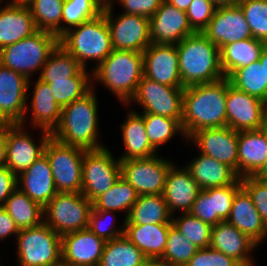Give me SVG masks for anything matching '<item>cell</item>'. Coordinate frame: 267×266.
Masks as SVG:
<instances>
[{
	"label": "cell",
	"instance_id": "1",
	"mask_svg": "<svg viewBox=\"0 0 267 266\" xmlns=\"http://www.w3.org/2000/svg\"><path fill=\"white\" fill-rule=\"evenodd\" d=\"M227 78L184 88L181 127L188 140L195 132L227 126Z\"/></svg>",
	"mask_w": 267,
	"mask_h": 266
},
{
	"label": "cell",
	"instance_id": "2",
	"mask_svg": "<svg viewBox=\"0 0 267 266\" xmlns=\"http://www.w3.org/2000/svg\"><path fill=\"white\" fill-rule=\"evenodd\" d=\"M93 86L82 98L62 107L60 121L51 132L53 139L86 151L106 147L98 140V100Z\"/></svg>",
	"mask_w": 267,
	"mask_h": 266
},
{
	"label": "cell",
	"instance_id": "3",
	"mask_svg": "<svg viewBox=\"0 0 267 266\" xmlns=\"http://www.w3.org/2000/svg\"><path fill=\"white\" fill-rule=\"evenodd\" d=\"M176 46L184 88L225 78L220 65V49L202 32L186 36Z\"/></svg>",
	"mask_w": 267,
	"mask_h": 266
},
{
	"label": "cell",
	"instance_id": "4",
	"mask_svg": "<svg viewBox=\"0 0 267 266\" xmlns=\"http://www.w3.org/2000/svg\"><path fill=\"white\" fill-rule=\"evenodd\" d=\"M91 79L102 83L115 94L123 105L134 96L144 76L143 53L114 49L110 55L92 70Z\"/></svg>",
	"mask_w": 267,
	"mask_h": 266
},
{
	"label": "cell",
	"instance_id": "5",
	"mask_svg": "<svg viewBox=\"0 0 267 266\" xmlns=\"http://www.w3.org/2000/svg\"><path fill=\"white\" fill-rule=\"evenodd\" d=\"M59 44L85 69L89 60L96 61V67L114 50L111 32L103 12L69 29L59 38Z\"/></svg>",
	"mask_w": 267,
	"mask_h": 266
},
{
	"label": "cell",
	"instance_id": "6",
	"mask_svg": "<svg viewBox=\"0 0 267 266\" xmlns=\"http://www.w3.org/2000/svg\"><path fill=\"white\" fill-rule=\"evenodd\" d=\"M58 44L56 35L38 30L30 37L1 48L0 64L30 80L34 71L42 70Z\"/></svg>",
	"mask_w": 267,
	"mask_h": 266
},
{
	"label": "cell",
	"instance_id": "7",
	"mask_svg": "<svg viewBox=\"0 0 267 266\" xmlns=\"http://www.w3.org/2000/svg\"><path fill=\"white\" fill-rule=\"evenodd\" d=\"M19 266H58L62 263L61 236L44 221L21 229L16 237Z\"/></svg>",
	"mask_w": 267,
	"mask_h": 266
},
{
	"label": "cell",
	"instance_id": "8",
	"mask_svg": "<svg viewBox=\"0 0 267 266\" xmlns=\"http://www.w3.org/2000/svg\"><path fill=\"white\" fill-rule=\"evenodd\" d=\"M92 202L81 192H58L43 208L44 222L61 237L88 228Z\"/></svg>",
	"mask_w": 267,
	"mask_h": 266
},
{
	"label": "cell",
	"instance_id": "9",
	"mask_svg": "<svg viewBox=\"0 0 267 266\" xmlns=\"http://www.w3.org/2000/svg\"><path fill=\"white\" fill-rule=\"evenodd\" d=\"M84 153L82 148L49 138L44 147V154L49 160L58 192H81Z\"/></svg>",
	"mask_w": 267,
	"mask_h": 266
},
{
	"label": "cell",
	"instance_id": "10",
	"mask_svg": "<svg viewBox=\"0 0 267 266\" xmlns=\"http://www.w3.org/2000/svg\"><path fill=\"white\" fill-rule=\"evenodd\" d=\"M121 176L120 159L113 157L107 147L84 153L81 193L93 202L108 191Z\"/></svg>",
	"mask_w": 267,
	"mask_h": 266
},
{
	"label": "cell",
	"instance_id": "11",
	"mask_svg": "<svg viewBox=\"0 0 267 266\" xmlns=\"http://www.w3.org/2000/svg\"><path fill=\"white\" fill-rule=\"evenodd\" d=\"M184 87H170L143 76L134 96L124 105L137 103L142 113H152L176 119L180 124L183 117Z\"/></svg>",
	"mask_w": 267,
	"mask_h": 266
},
{
	"label": "cell",
	"instance_id": "12",
	"mask_svg": "<svg viewBox=\"0 0 267 266\" xmlns=\"http://www.w3.org/2000/svg\"><path fill=\"white\" fill-rule=\"evenodd\" d=\"M112 3L110 0L102 12L111 32L113 49L143 53L151 44L149 18L126 13L114 17Z\"/></svg>",
	"mask_w": 267,
	"mask_h": 266
},
{
	"label": "cell",
	"instance_id": "13",
	"mask_svg": "<svg viewBox=\"0 0 267 266\" xmlns=\"http://www.w3.org/2000/svg\"><path fill=\"white\" fill-rule=\"evenodd\" d=\"M172 165L173 162L158 155L128 159L120 161L121 177L135 188L138 195L162 194Z\"/></svg>",
	"mask_w": 267,
	"mask_h": 266
},
{
	"label": "cell",
	"instance_id": "14",
	"mask_svg": "<svg viewBox=\"0 0 267 266\" xmlns=\"http://www.w3.org/2000/svg\"><path fill=\"white\" fill-rule=\"evenodd\" d=\"M267 103L235 88L227 78V127L235 131L259 130L266 127Z\"/></svg>",
	"mask_w": 267,
	"mask_h": 266
},
{
	"label": "cell",
	"instance_id": "15",
	"mask_svg": "<svg viewBox=\"0 0 267 266\" xmlns=\"http://www.w3.org/2000/svg\"><path fill=\"white\" fill-rule=\"evenodd\" d=\"M30 82L20 73L0 64V117L7 125H25Z\"/></svg>",
	"mask_w": 267,
	"mask_h": 266
},
{
	"label": "cell",
	"instance_id": "16",
	"mask_svg": "<svg viewBox=\"0 0 267 266\" xmlns=\"http://www.w3.org/2000/svg\"><path fill=\"white\" fill-rule=\"evenodd\" d=\"M23 128L20 124L5 126L7 144L5 166L17 176L44 154V147L51 137V132L42 129L40 144H37L30 133Z\"/></svg>",
	"mask_w": 267,
	"mask_h": 266
},
{
	"label": "cell",
	"instance_id": "17",
	"mask_svg": "<svg viewBox=\"0 0 267 266\" xmlns=\"http://www.w3.org/2000/svg\"><path fill=\"white\" fill-rule=\"evenodd\" d=\"M193 141L201 154L231 167L238 174V131L230 127L207 128L195 132Z\"/></svg>",
	"mask_w": 267,
	"mask_h": 266
},
{
	"label": "cell",
	"instance_id": "18",
	"mask_svg": "<svg viewBox=\"0 0 267 266\" xmlns=\"http://www.w3.org/2000/svg\"><path fill=\"white\" fill-rule=\"evenodd\" d=\"M202 33L219 49L229 43L253 37L239 5L217 7Z\"/></svg>",
	"mask_w": 267,
	"mask_h": 266
},
{
	"label": "cell",
	"instance_id": "19",
	"mask_svg": "<svg viewBox=\"0 0 267 266\" xmlns=\"http://www.w3.org/2000/svg\"><path fill=\"white\" fill-rule=\"evenodd\" d=\"M144 76L170 87H183L176 44H156L143 51Z\"/></svg>",
	"mask_w": 267,
	"mask_h": 266
},
{
	"label": "cell",
	"instance_id": "20",
	"mask_svg": "<svg viewBox=\"0 0 267 266\" xmlns=\"http://www.w3.org/2000/svg\"><path fill=\"white\" fill-rule=\"evenodd\" d=\"M106 241L88 228L61 237L62 263L69 266H98Z\"/></svg>",
	"mask_w": 267,
	"mask_h": 266
},
{
	"label": "cell",
	"instance_id": "21",
	"mask_svg": "<svg viewBox=\"0 0 267 266\" xmlns=\"http://www.w3.org/2000/svg\"><path fill=\"white\" fill-rule=\"evenodd\" d=\"M151 43L178 44L195 31L188 22L186 11L179 10L165 0L149 19Z\"/></svg>",
	"mask_w": 267,
	"mask_h": 266
},
{
	"label": "cell",
	"instance_id": "22",
	"mask_svg": "<svg viewBox=\"0 0 267 266\" xmlns=\"http://www.w3.org/2000/svg\"><path fill=\"white\" fill-rule=\"evenodd\" d=\"M257 243L227 221L212 227L210 248L220 251L236 260L240 265L252 266L253 249ZM252 255V256H250Z\"/></svg>",
	"mask_w": 267,
	"mask_h": 266
},
{
	"label": "cell",
	"instance_id": "23",
	"mask_svg": "<svg viewBox=\"0 0 267 266\" xmlns=\"http://www.w3.org/2000/svg\"><path fill=\"white\" fill-rule=\"evenodd\" d=\"M18 188L44 208L58 193L45 154L17 176Z\"/></svg>",
	"mask_w": 267,
	"mask_h": 266
},
{
	"label": "cell",
	"instance_id": "24",
	"mask_svg": "<svg viewBox=\"0 0 267 266\" xmlns=\"http://www.w3.org/2000/svg\"><path fill=\"white\" fill-rule=\"evenodd\" d=\"M183 167L178 168L174 164L170 167L162 193L172 216L176 210L180 213H189L197 194L202 190L190 171Z\"/></svg>",
	"mask_w": 267,
	"mask_h": 266
},
{
	"label": "cell",
	"instance_id": "25",
	"mask_svg": "<svg viewBox=\"0 0 267 266\" xmlns=\"http://www.w3.org/2000/svg\"><path fill=\"white\" fill-rule=\"evenodd\" d=\"M0 7V49L38 31L28 6L9 2Z\"/></svg>",
	"mask_w": 267,
	"mask_h": 266
},
{
	"label": "cell",
	"instance_id": "26",
	"mask_svg": "<svg viewBox=\"0 0 267 266\" xmlns=\"http://www.w3.org/2000/svg\"><path fill=\"white\" fill-rule=\"evenodd\" d=\"M226 221L248 235L258 245L267 238V227L254 206L251 196L243 187L235 194L231 211Z\"/></svg>",
	"mask_w": 267,
	"mask_h": 266
},
{
	"label": "cell",
	"instance_id": "27",
	"mask_svg": "<svg viewBox=\"0 0 267 266\" xmlns=\"http://www.w3.org/2000/svg\"><path fill=\"white\" fill-rule=\"evenodd\" d=\"M267 158V128L238 132V176H253Z\"/></svg>",
	"mask_w": 267,
	"mask_h": 266
},
{
	"label": "cell",
	"instance_id": "28",
	"mask_svg": "<svg viewBox=\"0 0 267 266\" xmlns=\"http://www.w3.org/2000/svg\"><path fill=\"white\" fill-rule=\"evenodd\" d=\"M185 167L202 190L235 184L240 177L228 165L198 153Z\"/></svg>",
	"mask_w": 267,
	"mask_h": 266
},
{
	"label": "cell",
	"instance_id": "29",
	"mask_svg": "<svg viewBox=\"0 0 267 266\" xmlns=\"http://www.w3.org/2000/svg\"><path fill=\"white\" fill-rule=\"evenodd\" d=\"M125 119L120 126L126 152L119 157L120 161L149 158L157 155L156 149L148 139L143 114L130 110Z\"/></svg>",
	"mask_w": 267,
	"mask_h": 266
},
{
	"label": "cell",
	"instance_id": "30",
	"mask_svg": "<svg viewBox=\"0 0 267 266\" xmlns=\"http://www.w3.org/2000/svg\"><path fill=\"white\" fill-rule=\"evenodd\" d=\"M173 224H124V236L136 245L148 259H160L164 254L168 231Z\"/></svg>",
	"mask_w": 267,
	"mask_h": 266
},
{
	"label": "cell",
	"instance_id": "31",
	"mask_svg": "<svg viewBox=\"0 0 267 266\" xmlns=\"http://www.w3.org/2000/svg\"><path fill=\"white\" fill-rule=\"evenodd\" d=\"M35 82L30 106L31 124L40 131L52 132L60 121L62 108L55 101L48 83L39 78Z\"/></svg>",
	"mask_w": 267,
	"mask_h": 266
},
{
	"label": "cell",
	"instance_id": "32",
	"mask_svg": "<svg viewBox=\"0 0 267 266\" xmlns=\"http://www.w3.org/2000/svg\"><path fill=\"white\" fill-rule=\"evenodd\" d=\"M265 45L266 42L252 37L223 46L220 49V65L225 77L258 61Z\"/></svg>",
	"mask_w": 267,
	"mask_h": 266
},
{
	"label": "cell",
	"instance_id": "33",
	"mask_svg": "<svg viewBox=\"0 0 267 266\" xmlns=\"http://www.w3.org/2000/svg\"><path fill=\"white\" fill-rule=\"evenodd\" d=\"M172 217L162 194L139 195L124 224H172Z\"/></svg>",
	"mask_w": 267,
	"mask_h": 266
},
{
	"label": "cell",
	"instance_id": "34",
	"mask_svg": "<svg viewBox=\"0 0 267 266\" xmlns=\"http://www.w3.org/2000/svg\"><path fill=\"white\" fill-rule=\"evenodd\" d=\"M69 77H91L87 69L60 44L49 55L47 62L39 73V79L45 83Z\"/></svg>",
	"mask_w": 267,
	"mask_h": 266
},
{
	"label": "cell",
	"instance_id": "35",
	"mask_svg": "<svg viewBox=\"0 0 267 266\" xmlns=\"http://www.w3.org/2000/svg\"><path fill=\"white\" fill-rule=\"evenodd\" d=\"M3 208L21 229L36 227L44 221V210L17 188L6 200Z\"/></svg>",
	"mask_w": 267,
	"mask_h": 266
},
{
	"label": "cell",
	"instance_id": "36",
	"mask_svg": "<svg viewBox=\"0 0 267 266\" xmlns=\"http://www.w3.org/2000/svg\"><path fill=\"white\" fill-rule=\"evenodd\" d=\"M148 258L124 235L106 241L98 266H141Z\"/></svg>",
	"mask_w": 267,
	"mask_h": 266
},
{
	"label": "cell",
	"instance_id": "37",
	"mask_svg": "<svg viewBox=\"0 0 267 266\" xmlns=\"http://www.w3.org/2000/svg\"><path fill=\"white\" fill-rule=\"evenodd\" d=\"M138 196L135 188L120 176L108 191L92 202V208L102 211H126V219Z\"/></svg>",
	"mask_w": 267,
	"mask_h": 266
},
{
	"label": "cell",
	"instance_id": "38",
	"mask_svg": "<svg viewBox=\"0 0 267 266\" xmlns=\"http://www.w3.org/2000/svg\"><path fill=\"white\" fill-rule=\"evenodd\" d=\"M228 79L235 88L267 103V81L260 60L235 70Z\"/></svg>",
	"mask_w": 267,
	"mask_h": 266
},
{
	"label": "cell",
	"instance_id": "39",
	"mask_svg": "<svg viewBox=\"0 0 267 266\" xmlns=\"http://www.w3.org/2000/svg\"><path fill=\"white\" fill-rule=\"evenodd\" d=\"M64 0H34L28 7L37 30L61 37Z\"/></svg>",
	"mask_w": 267,
	"mask_h": 266
},
{
	"label": "cell",
	"instance_id": "40",
	"mask_svg": "<svg viewBox=\"0 0 267 266\" xmlns=\"http://www.w3.org/2000/svg\"><path fill=\"white\" fill-rule=\"evenodd\" d=\"M198 249L172 225L169 228L164 254L160 260L166 266H185Z\"/></svg>",
	"mask_w": 267,
	"mask_h": 266
},
{
	"label": "cell",
	"instance_id": "41",
	"mask_svg": "<svg viewBox=\"0 0 267 266\" xmlns=\"http://www.w3.org/2000/svg\"><path fill=\"white\" fill-rule=\"evenodd\" d=\"M103 7L98 0H64L61 36L69 29L100 15Z\"/></svg>",
	"mask_w": 267,
	"mask_h": 266
},
{
	"label": "cell",
	"instance_id": "42",
	"mask_svg": "<svg viewBox=\"0 0 267 266\" xmlns=\"http://www.w3.org/2000/svg\"><path fill=\"white\" fill-rule=\"evenodd\" d=\"M142 114L148 139L156 150L178 133L185 137L181 124L176 119L152 113Z\"/></svg>",
	"mask_w": 267,
	"mask_h": 266
},
{
	"label": "cell",
	"instance_id": "43",
	"mask_svg": "<svg viewBox=\"0 0 267 266\" xmlns=\"http://www.w3.org/2000/svg\"><path fill=\"white\" fill-rule=\"evenodd\" d=\"M57 104L62 108L82 98L92 89L91 77H69L48 83Z\"/></svg>",
	"mask_w": 267,
	"mask_h": 266
},
{
	"label": "cell",
	"instance_id": "44",
	"mask_svg": "<svg viewBox=\"0 0 267 266\" xmlns=\"http://www.w3.org/2000/svg\"><path fill=\"white\" fill-rule=\"evenodd\" d=\"M180 215V217H172V224L196 247L199 249L208 248L210 246L212 226L190 213H181Z\"/></svg>",
	"mask_w": 267,
	"mask_h": 266
},
{
	"label": "cell",
	"instance_id": "45",
	"mask_svg": "<svg viewBox=\"0 0 267 266\" xmlns=\"http://www.w3.org/2000/svg\"><path fill=\"white\" fill-rule=\"evenodd\" d=\"M244 17L253 38L267 43V0H240Z\"/></svg>",
	"mask_w": 267,
	"mask_h": 266
},
{
	"label": "cell",
	"instance_id": "46",
	"mask_svg": "<svg viewBox=\"0 0 267 266\" xmlns=\"http://www.w3.org/2000/svg\"><path fill=\"white\" fill-rule=\"evenodd\" d=\"M113 213L116 212L95 210L92 208L89 214L88 229L94 234H96L98 237L104 239L105 241H110L114 238H118L124 235L125 222H123L122 227L117 228V226H115L114 224L115 222H112L113 220H111V222H109L110 220L108 222L105 221L107 217L110 219V215H112Z\"/></svg>",
	"mask_w": 267,
	"mask_h": 266
},
{
	"label": "cell",
	"instance_id": "47",
	"mask_svg": "<svg viewBox=\"0 0 267 266\" xmlns=\"http://www.w3.org/2000/svg\"><path fill=\"white\" fill-rule=\"evenodd\" d=\"M241 187L240 178L235 184L204 190L209 196H214L215 214H217L222 221L228 219L235 194Z\"/></svg>",
	"mask_w": 267,
	"mask_h": 266
},
{
	"label": "cell",
	"instance_id": "48",
	"mask_svg": "<svg viewBox=\"0 0 267 266\" xmlns=\"http://www.w3.org/2000/svg\"><path fill=\"white\" fill-rule=\"evenodd\" d=\"M217 7L210 0H193L186 10L188 22L195 32H202Z\"/></svg>",
	"mask_w": 267,
	"mask_h": 266
},
{
	"label": "cell",
	"instance_id": "49",
	"mask_svg": "<svg viewBox=\"0 0 267 266\" xmlns=\"http://www.w3.org/2000/svg\"><path fill=\"white\" fill-rule=\"evenodd\" d=\"M241 184L251 196L254 206L267 227V182L261 181L254 176H245L241 178Z\"/></svg>",
	"mask_w": 267,
	"mask_h": 266
},
{
	"label": "cell",
	"instance_id": "50",
	"mask_svg": "<svg viewBox=\"0 0 267 266\" xmlns=\"http://www.w3.org/2000/svg\"><path fill=\"white\" fill-rule=\"evenodd\" d=\"M233 258L210 247L201 248L185 266H239Z\"/></svg>",
	"mask_w": 267,
	"mask_h": 266
},
{
	"label": "cell",
	"instance_id": "51",
	"mask_svg": "<svg viewBox=\"0 0 267 266\" xmlns=\"http://www.w3.org/2000/svg\"><path fill=\"white\" fill-rule=\"evenodd\" d=\"M189 213L212 227L222 222L218 215L215 214L214 196H209L204 190L197 194Z\"/></svg>",
	"mask_w": 267,
	"mask_h": 266
},
{
	"label": "cell",
	"instance_id": "52",
	"mask_svg": "<svg viewBox=\"0 0 267 266\" xmlns=\"http://www.w3.org/2000/svg\"><path fill=\"white\" fill-rule=\"evenodd\" d=\"M118 1L121 7H123V10H125L122 13L141 15L150 19L164 0H117V2Z\"/></svg>",
	"mask_w": 267,
	"mask_h": 266
},
{
	"label": "cell",
	"instance_id": "53",
	"mask_svg": "<svg viewBox=\"0 0 267 266\" xmlns=\"http://www.w3.org/2000/svg\"><path fill=\"white\" fill-rule=\"evenodd\" d=\"M18 188L17 175L6 166L0 168V207H3L9 196Z\"/></svg>",
	"mask_w": 267,
	"mask_h": 266
},
{
	"label": "cell",
	"instance_id": "54",
	"mask_svg": "<svg viewBox=\"0 0 267 266\" xmlns=\"http://www.w3.org/2000/svg\"><path fill=\"white\" fill-rule=\"evenodd\" d=\"M19 231V228L7 211L3 207H0V240H4L11 235L17 237Z\"/></svg>",
	"mask_w": 267,
	"mask_h": 266
},
{
	"label": "cell",
	"instance_id": "55",
	"mask_svg": "<svg viewBox=\"0 0 267 266\" xmlns=\"http://www.w3.org/2000/svg\"><path fill=\"white\" fill-rule=\"evenodd\" d=\"M7 144L5 136V127L0 131V168L6 165Z\"/></svg>",
	"mask_w": 267,
	"mask_h": 266
},
{
	"label": "cell",
	"instance_id": "56",
	"mask_svg": "<svg viewBox=\"0 0 267 266\" xmlns=\"http://www.w3.org/2000/svg\"><path fill=\"white\" fill-rule=\"evenodd\" d=\"M165 1L168 2L170 5L175 6L179 10L186 11L193 0H165Z\"/></svg>",
	"mask_w": 267,
	"mask_h": 266
},
{
	"label": "cell",
	"instance_id": "57",
	"mask_svg": "<svg viewBox=\"0 0 267 266\" xmlns=\"http://www.w3.org/2000/svg\"><path fill=\"white\" fill-rule=\"evenodd\" d=\"M253 176L261 181L267 182V158L262 167Z\"/></svg>",
	"mask_w": 267,
	"mask_h": 266
},
{
	"label": "cell",
	"instance_id": "58",
	"mask_svg": "<svg viewBox=\"0 0 267 266\" xmlns=\"http://www.w3.org/2000/svg\"><path fill=\"white\" fill-rule=\"evenodd\" d=\"M216 7H226L238 5L240 0H210Z\"/></svg>",
	"mask_w": 267,
	"mask_h": 266
},
{
	"label": "cell",
	"instance_id": "59",
	"mask_svg": "<svg viewBox=\"0 0 267 266\" xmlns=\"http://www.w3.org/2000/svg\"><path fill=\"white\" fill-rule=\"evenodd\" d=\"M259 60H260V64L264 65L265 80L267 81V43L262 50V53H261Z\"/></svg>",
	"mask_w": 267,
	"mask_h": 266
},
{
	"label": "cell",
	"instance_id": "60",
	"mask_svg": "<svg viewBox=\"0 0 267 266\" xmlns=\"http://www.w3.org/2000/svg\"><path fill=\"white\" fill-rule=\"evenodd\" d=\"M141 266H166L160 259H147Z\"/></svg>",
	"mask_w": 267,
	"mask_h": 266
},
{
	"label": "cell",
	"instance_id": "61",
	"mask_svg": "<svg viewBox=\"0 0 267 266\" xmlns=\"http://www.w3.org/2000/svg\"><path fill=\"white\" fill-rule=\"evenodd\" d=\"M34 0H10L9 2L16 5L29 6Z\"/></svg>",
	"mask_w": 267,
	"mask_h": 266
},
{
	"label": "cell",
	"instance_id": "62",
	"mask_svg": "<svg viewBox=\"0 0 267 266\" xmlns=\"http://www.w3.org/2000/svg\"><path fill=\"white\" fill-rule=\"evenodd\" d=\"M7 124L0 117V131L4 129Z\"/></svg>",
	"mask_w": 267,
	"mask_h": 266
},
{
	"label": "cell",
	"instance_id": "63",
	"mask_svg": "<svg viewBox=\"0 0 267 266\" xmlns=\"http://www.w3.org/2000/svg\"><path fill=\"white\" fill-rule=\"evenodd\" d=\"M103 6H105L110 0H98Z\"/></svg>",
	"mask_w": 267,
	"mask_h": 266
},
{
	"label": "cell",
	"instance_id": "64",
	"mask_svg": "<svg viewBox=\"0 0 267 266\" xmlns=\"http://www.w3.org/2000/svg\"><path fill=\"white\" fill-rule=\"evenodd\" d=\"M58 266H69V265H65V264L61 263Z\"/></svg>",
	"mask_w": 267,
	"mask_h": 266
}]
</instances>
